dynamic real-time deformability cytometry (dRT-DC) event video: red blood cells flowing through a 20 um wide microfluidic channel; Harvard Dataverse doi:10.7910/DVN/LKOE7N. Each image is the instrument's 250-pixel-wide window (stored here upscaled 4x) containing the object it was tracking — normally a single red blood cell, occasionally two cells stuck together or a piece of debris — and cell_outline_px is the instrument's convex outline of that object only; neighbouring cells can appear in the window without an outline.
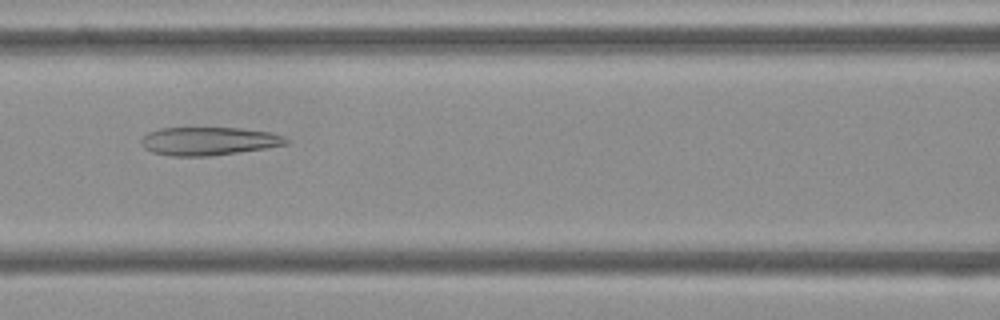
{"species": "Egyptian fruit bat (a non-hibernating species)", "species_latin": "Rousettus aegyptiacus", "temperature_condition": "cold", "stored_images_in_passage": 53, "camera_frame_rate_fps": 3000, "um_per_image_px": 0.085, "frame": {"image": 1, "passage_image": 23, "time_ms": 7.333, "image_size_px": [1000, 320], "cell_outline_px": [[288, 144], [264, 148], [208, 156], [168, 156], [152, 152], [144, 148], [140, 144], [140, 140], [148, 132], [160, 128], [240, 128], [272, 132], [284, 136], [288, 140]], "centroid_in_image_um": [17.71, 11.99], "position_along_channel_um": 148.9, "area_um2": 23.81}}
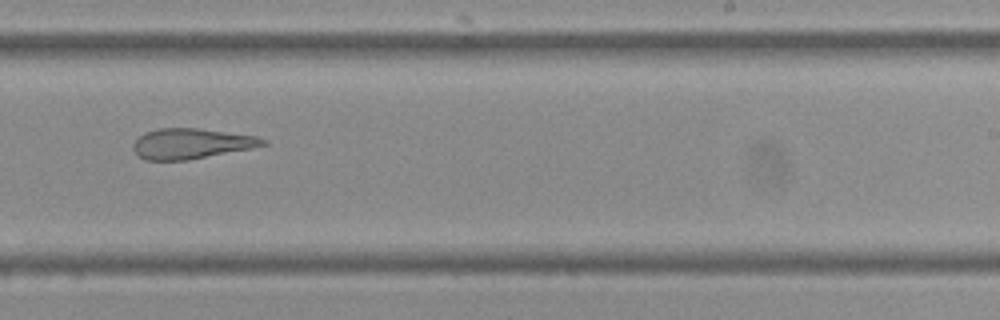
{"frame": {"image": 2, "passage_image": 33, "time_ms": 10.667, "image_size_px": [1000, 320], "cell_outline_px": [[268, 144], [252, 148], [188, 160], [144, 160], [132, 148], [132, 144], [144, 132], [160, 128], [196, 128], [256, 136], [268, 140]], "centroid_in_image_um": [16.26, 12.21], "position_along_channel_um": 272.7, "area_um2": 22.83}}
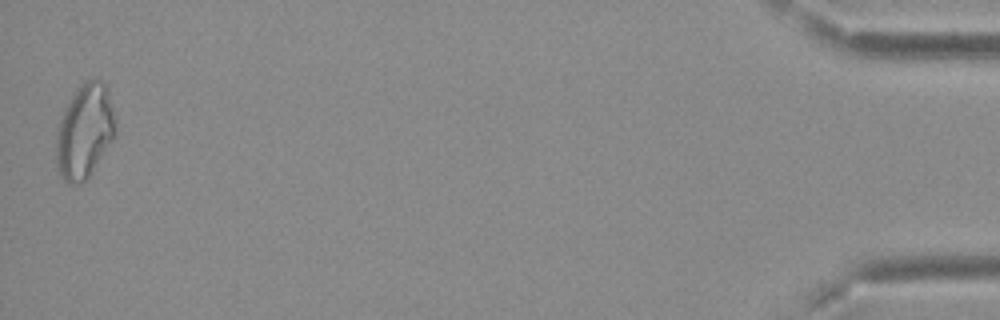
{"frame": {"image": 3, "passage_image": 53, "time_ms": 17.333, "image_size_px": [1000, 320], "cell_outline_px": [[112, 140], [88, 176], [84, 180], [72, 184], [68, 184], [60, 176], [56, 168], [56, 132], [60, 120], [76, 88], [84, 80], [92, 76], [104, 80], [108, 88], [112, 108]], "centroid_in_image_um": [7.14, 11.11], "position_along_channel_um": 428.1, "area_um2": 31.96}, "authors_computed_cell_mechanics": {"area_um2": 28.0908, "velocity_mm_per_s": 3.7256, "shape_relaxation_time_tau1_ms": null, "shape_relaxation_time_tau2_ms": 5.6524, "deformation_change_tau1": null, "deformation_change_tau2": 0.1815}}